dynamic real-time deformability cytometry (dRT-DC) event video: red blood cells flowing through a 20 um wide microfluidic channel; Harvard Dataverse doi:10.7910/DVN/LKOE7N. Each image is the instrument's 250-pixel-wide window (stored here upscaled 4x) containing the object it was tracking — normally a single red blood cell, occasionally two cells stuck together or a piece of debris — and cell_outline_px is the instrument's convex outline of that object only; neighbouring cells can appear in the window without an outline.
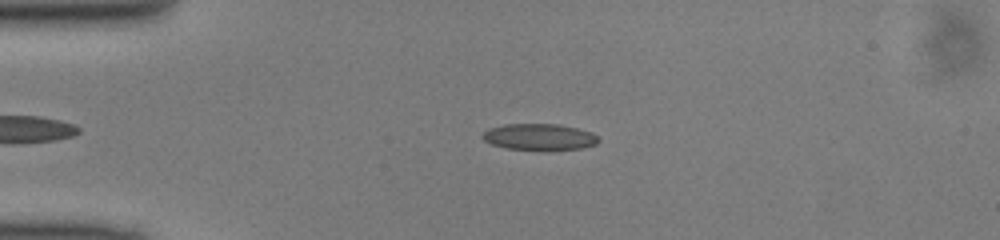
{"species": "common noctule bat (a hibernating species)", "species_latin": "Nyctalus noctula", "temperature_condition": "cold", "stored_images_in_passage": 36, "camera_frame_rate_fps": 3000, "um_per_image_px": 0.085, "animal": {"sex": "male", "body_mass_g": 13.0, "forearm_length_mm": 53.1}, "frame": {"image": 1, "passage_image": 3, "time_ms": 0.667, "image_size_px": [1000, 240], "cell_outline_px": [[600, 140], [596, 144], [580, 148], [552, 152], [536, 152], [508, 148], [492, 144], [484, 140], [480, 136], [488, 128], [504, 124], [560, 124], [592, 132]], "centroid_in_image_um": [45.84, 11.67], "position_along_channel_um": 39.2, "area_um2": 18.5}}
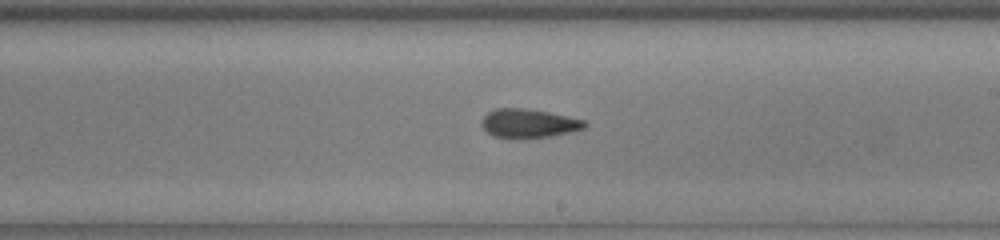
{"frame": {"image": 2, "passage_image": 20, "time_ms": 6.333, "image_size_px": [1000, 240], "cell_outline_px": [[588, 124], [584, 128], [568, 132], [548, 136], [520, 140], [508, 140], [492, 136], [480, 124], [480, 120], [488, 112], [496, 108], [520, 108], [548, 112], [584, 120]], "centroid_in_image_um": [44.86, 10.52], "position_along_channel_um": 244.1, "area_um2": 17.57}}
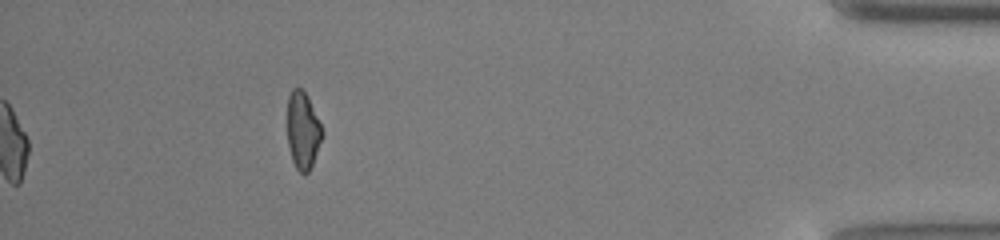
{"frame": {"image": 3, "passage_image": 36, "time_ms": 11.667, "image_size_px": [1000, 240], "cell_outline_px": [[324, 136], [312, 164], [308, 172], [300, 172], [296, 168], [292, 160], [288, 144], [288, 96], [292, 88], [300, 88], [308, 96], [324, 132]], "centroid_in_image_um": [25.76, 11.07], "position_along_channel_um": 409.4, "area_um2": 15.61}}